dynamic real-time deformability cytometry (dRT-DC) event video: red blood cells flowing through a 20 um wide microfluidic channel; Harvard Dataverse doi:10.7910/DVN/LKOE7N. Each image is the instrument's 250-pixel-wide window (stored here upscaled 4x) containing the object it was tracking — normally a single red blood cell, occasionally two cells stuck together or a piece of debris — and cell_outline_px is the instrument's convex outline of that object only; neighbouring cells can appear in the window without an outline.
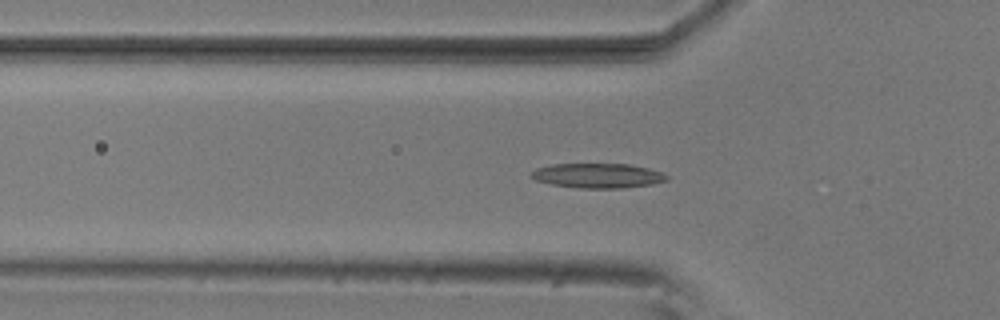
{"species": "common noctule bat (a hibernating species)", "species_latin": "Nyctalus noctula", "temperature_condition": "room temperature", "stored_images_in_passage": 52, "camera_frame_rate_fps": 3000, "um_per_image_px": 0.085, "animal": {"sex": "male", "body_mass_g": 20.5, "forearm_length_mm": 52.5}, "frame": {"image": 1, "passage_image": 15, "time_ms": 4.667, "image_size_px": [1000, 320], "cell_outline_px": [[668, 180], [652, 184], [620, 188], [580, 188], [552, 184], [536, 180], [528, 176], [536, 168], [552, 164], [628, 164], [648, 168], [660, 172], [668, 176]], "centroid_in_image_um": [50.79, 14.93], "position_along_channel_um": 75.0, "area_um2": 19.36}}
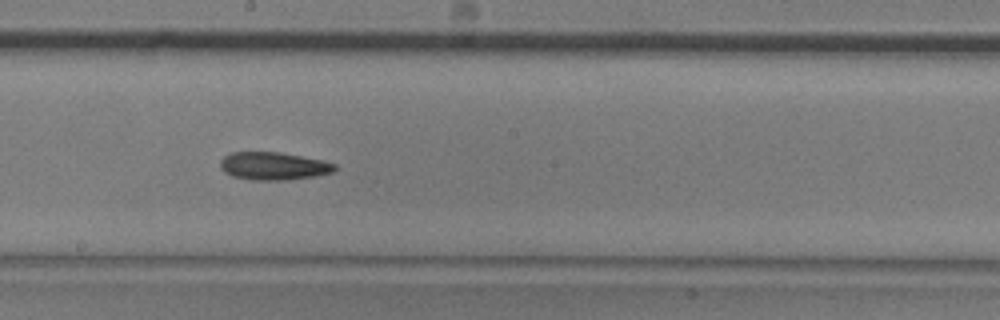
{"frame": {"image": 2, "passage_image": 27, "time_ms": 8.667, "image_size_px": [1000, 320], "cell_outline_px": [[336, 168], [332, 172], [316, 176], [288, 180], [252, 180], [232, 176], [224, 172], [220, 168], [220, 160], [228, 152], [280, 152], [324, 160], [336, 164]], "centroid_in_image_um": [23.23, 14.11], "position_along_channel_um": 225.0, "area_um2": 18.79}}
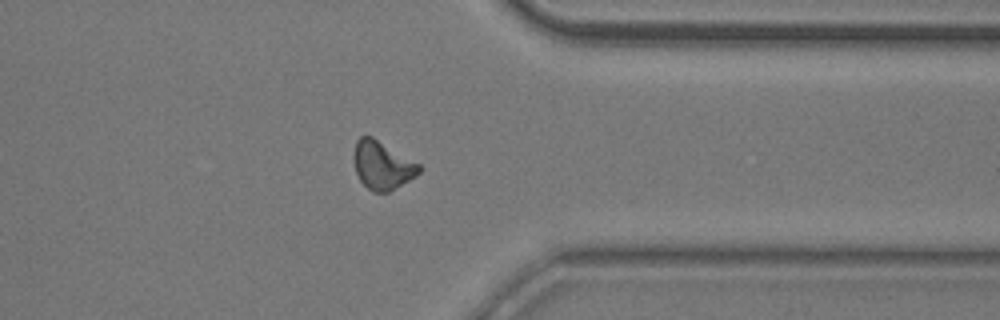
{"frame": {"image": 3, "passage_image": 40, "time_ms": 13.0, "image_size_px": [1000, 320], "cell_outline_px": [[420, 172], [416, 176], [388, 192], [372, 192], [360, 180], [356, 172], [352, 156], [356, 140], [360, 136], [372, 136], [420, 164]], "centroid_in_image_um": [32.47, 14.03], "position_along_channel_um": 378.9, "area_um2": 18.32}, "authors_computed_cell_mechanics": {"area_um2": 18.1203, "velocity_mm_per_s": 3.7237, "shape_relaxation_time_tau1_ms": 5.3939, "shape_relaxation_time_tau2_ms": null, "deformation_change_tau1": 0.1367, "deformation_change_tau2": null}}